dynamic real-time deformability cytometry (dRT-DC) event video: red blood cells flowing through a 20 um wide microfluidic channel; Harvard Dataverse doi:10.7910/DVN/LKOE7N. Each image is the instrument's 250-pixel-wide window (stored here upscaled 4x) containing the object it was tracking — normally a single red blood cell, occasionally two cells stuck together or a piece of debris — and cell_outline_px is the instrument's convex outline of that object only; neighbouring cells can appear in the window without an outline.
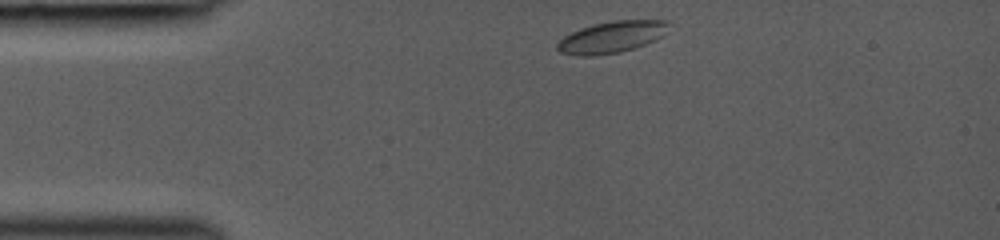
{"species": "common noctule bat (a hibernating species)", "species_latin": "Nyctalus noctula", "temperature_condition": "room temperature", "stored_images_in_passage": 21, "camera_frame_rate_fps": 3000, "um_per_image_px": 0.085, "animal": {"sex": "female", "body_mass_g": 19.0, "forearm_length_mm": 53.3}, "frame": {"image": 1, "passage_image": 1, "time_ms": 0.0, "image_size_px": [1000, 240], "cell_outline_px": [[668, 24], [664, 36], [656, 40], [620, 52], [592, 56], [580, 56], [560, 52], [556, 48], [556, 44], [564, 36], [580, 28], [592, 24], [612, 20], [668, 20]], "centroid_in_image_um": [51.98, 3.14], "position_along_channel_um": 33.0, "area_um2": 20.52}}
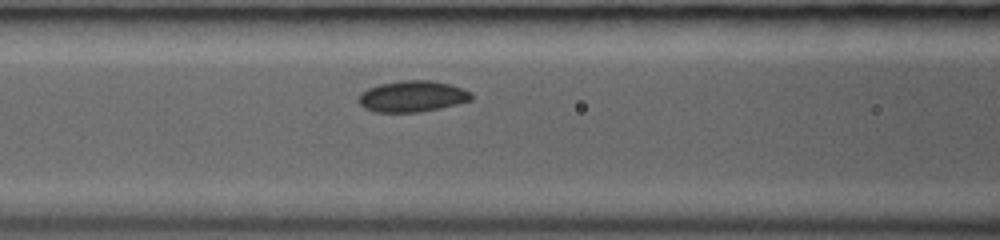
{"frame": {"image": 2, "passage_image": 10, "time_ms": 3.333, "image_size_px": [1000, 240], "cell_outline_px": [[472, 100], [440, 108], [420, 112], [376, 112], [364, 108], [356, 100], [360, 92], [368, 88], [380, 84], [400, 80], [432, 80], [464, 88], [472, 92]], "centroid_in_image_um": [35.03, 8.18], "position_along_channel_um": 131.6, "area_um2": 20.69}}
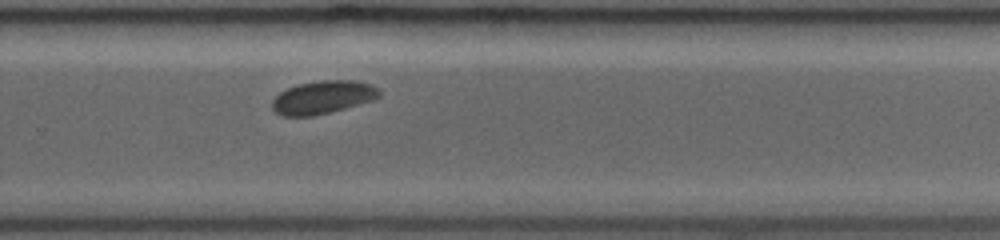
{"frame": {"image": 3, "passage_image": 21, "time_ms": 7.333, "image_size_px": [1000, 240], "cell_outline_px": [[380, 96], [376, 100], [332, 112], [312, 116], [284, 116], [276, 112], [272, 108], [272, 100], [280, 92], [296, 84], [320, 80], [352, 80], [372, 84], [380, 88]], "centroid_in_image_um": [27.49, 8.27], "position_along_channel_um": 302.3, "area_um2": 20.98}}